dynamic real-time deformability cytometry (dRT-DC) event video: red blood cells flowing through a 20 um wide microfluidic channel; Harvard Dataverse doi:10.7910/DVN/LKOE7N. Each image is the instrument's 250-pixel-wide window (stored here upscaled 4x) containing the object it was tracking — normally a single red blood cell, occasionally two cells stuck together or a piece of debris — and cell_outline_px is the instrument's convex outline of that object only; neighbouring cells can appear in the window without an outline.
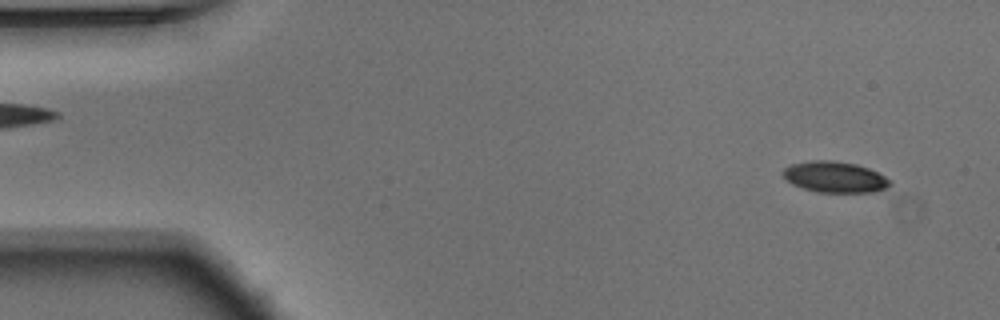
{"species": "Egyptian fruit bat (a non-hibernating species)", "species_latin": "Rousettus aegyptiacus", "temperature_condition": "warm", "stored_images_in_passage": 53, "camera_frame_rate_fps": 3000, "um_per_image_px": 0.085, "animal": {"sex": "male"}, "frame": {"image": 1, "passage_image": 3, "time_ms": 0.667, "image_size_px": [1000, 320], "cell_outline_px": [[892, 184], [876, 192], [816, 192], [792, 184], [780, 172], [784, 168], [792, 164], [812, 160], [832, 160], [856, 164], [868, 168], [892, 180]], "centroid_in_image_um": [70.96, 15.04], "position_along_channel_um": 14.0, "area_um2": 19.31}}
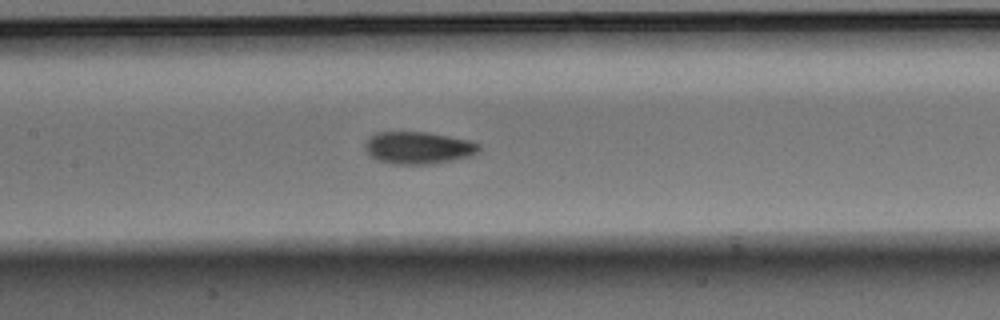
{"frame": {"image": 2, "passage_image": 24, "time_ms": 7.667, "image_size_px": [1000, 320], "cell_outline_px": [[480, 152], [468, 156], [452, 160], [432, 164], [392, 164], [380, 160], [372, 156], [364, 148], [364, 144], [368, 136], [376, 132], [428, 132], [468, 140], [480, 144]], "centroid_in_image_um": [35.54, 12.55], "position_along_channel_um": 171.9, "area_um2": 21.39}}
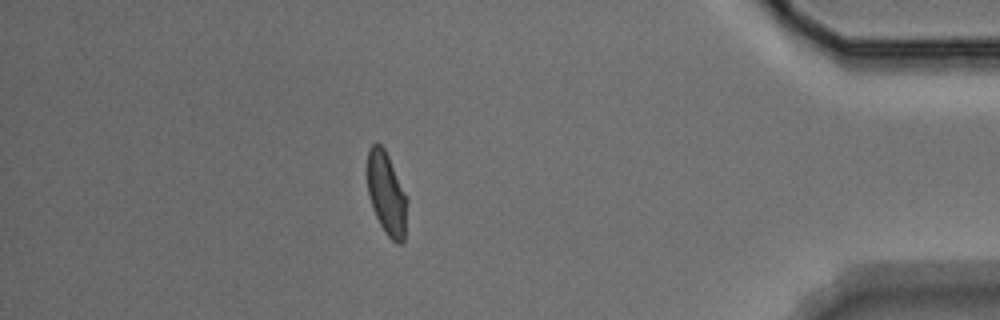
{"frame": {"image": 3, "passage_image": 46, "time_ms": 15.0, "image_size_px": [1000, 320], "cell_outline_px": [[408, 200], [404, 240], [400, 244], [396, 244], [384, 232], [372, 208], [368, 196], [368, 148], [376, 140], [384, 148], [408, 196]], "centroid_in_image_um": [32.87, 16.47], "position_along_channel_um": 402.3, "area_um2": 19.48}, "authors_computed_cell_mechanics": {"area_um2": 20.3456, "velocity_mm_per_s": 3.7463, "shape_relaxation_time_tau1_ms": 3.2879, "shape_relaxation_time_tau2_ms": 2.1098, "deformation_change_tau1": 0.1305, "deformation_change_tau2": 0.0671}}